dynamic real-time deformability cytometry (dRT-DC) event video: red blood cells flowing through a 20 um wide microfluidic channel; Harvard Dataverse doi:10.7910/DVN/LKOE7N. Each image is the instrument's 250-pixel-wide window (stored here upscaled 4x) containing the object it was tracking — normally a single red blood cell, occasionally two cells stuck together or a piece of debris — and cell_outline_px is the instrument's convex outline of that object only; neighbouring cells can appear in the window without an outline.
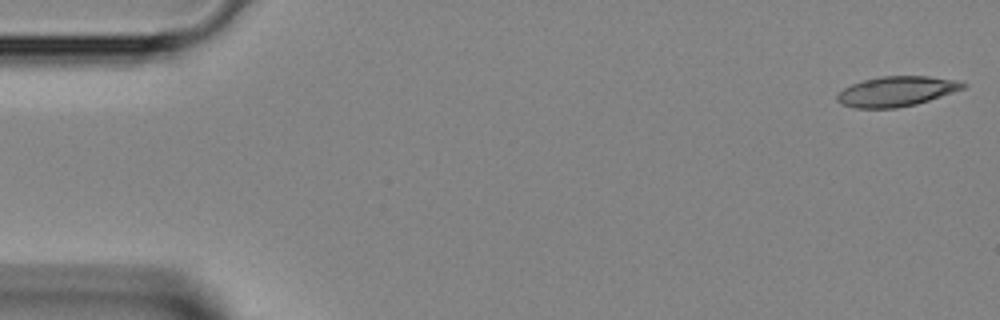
{"species": "Egyptian fruit bat (a non-hibernating species)", "species_latin": "Rousettus aegyptiacus", "temperature_condition": "room temperature", "stored_images_in_passage": 42, "camera_frame_rate_fps": 3000, "um_per_image_px": 0.085, "animal": {"sex": "female"}, "frame": {"image": 1, "passage_image": 1, "time_ms": 0.0, "image_size_px": [1000, 320], "cell_outline_px": [[968, 84], [964, 88], [916, 104], [896, 108], [856, 108], [840, 104], [836, 100], [836, 96], [844, 88], [852, 84], [864, 80], [884, 76], [928, 76], [964, 80]], "centroid_in_image_um": [76.23, 7.76], "position_along_channel_um": 8.8, "area_um2": 22.02}}
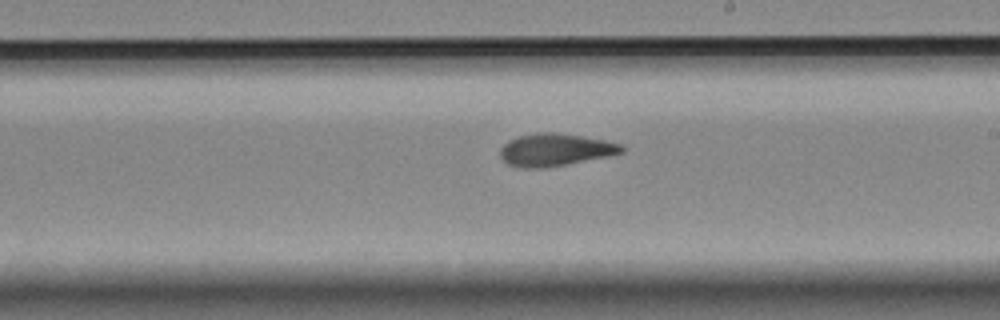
{"frame": {"image": 2, "passage_image": 24, "time_ms": 7.667, "image_size_px": [1000, 320], "cell_outline_px": [[628, 148], [624, 152], [608, 156], [544, 168], [520, 168], [508, 164], [500, 156], [500, 148], [508, 140], [520, 136], [536, 132], [556, 132], [604, 140], [620, 144]], "centroid_in_image_um": [47.19, 12.73], "position_along_channel_um": 241.8, "area_um2": 22.95}}
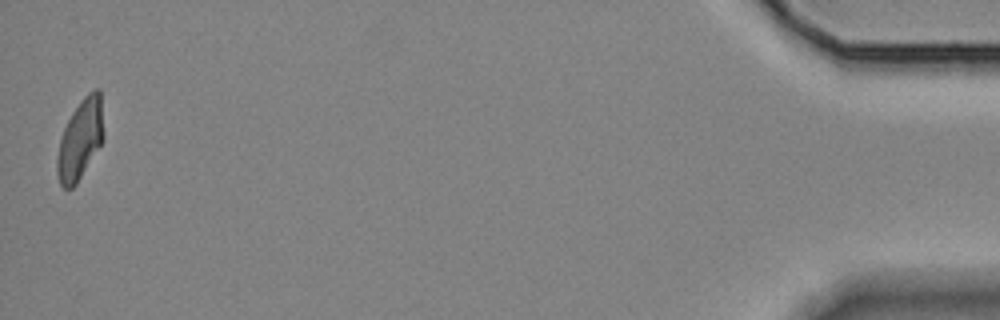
{"frame": {"image": 3, "passage_image": 42, "time_ms": 13.667, "image_size_px": [1000, 320], "cell_outline_px": [[104, 140], [76, 184], [72, 188], [64, 188], [60, 184], [56, 172], [56, 156], [60, 140], [64, 128], [72, 112], [80, 100], [88, 92], [96, 88], [100, 88], [104, 136]], "centroid_in_image_um": [6.82, 11.84], "position_along_channel_um": 428.4, "area_um2": 21.79}}